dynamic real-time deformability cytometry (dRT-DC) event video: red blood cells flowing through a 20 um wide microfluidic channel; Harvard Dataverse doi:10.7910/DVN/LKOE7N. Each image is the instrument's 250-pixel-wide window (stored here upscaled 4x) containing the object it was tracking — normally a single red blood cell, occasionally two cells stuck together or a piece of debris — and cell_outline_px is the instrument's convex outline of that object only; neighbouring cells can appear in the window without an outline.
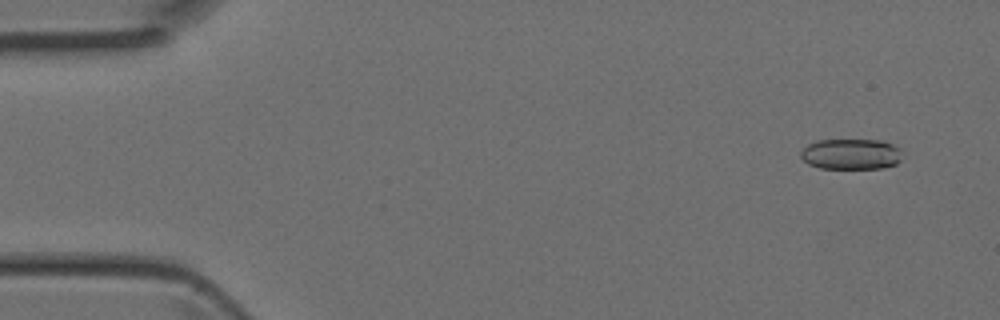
{"species": "Egyptian fruit bat (a non-hibernating species)", "species_latin": "Rousettus aegyptiacus", "temperature_condition": "room temperature", "stored_images_in_passage": 4, "camera_frame_rate_fps": 3000, "um_per_image_px": 0.085, "animal": {"sex": "female"}, "frame": {"image": 1, "passage_image": 1, "time_ms": 0.0, "image_size_px": [1000, 320], "cell_outline_px": [[900, 160], [896, 164], [880, 168], [820, 168], [808, 164], [800, 156], [800, 152], [808, 144], [816, 140], [884, 140], [900, 148]], "centroid_in_image_um": [72.32, 13.09], "position_along_channel_um": 12.7, "area_um2": 18.15}}
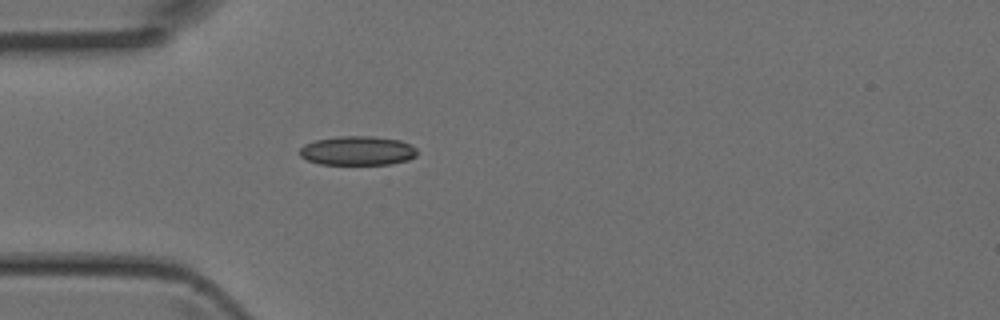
{"frame": {"image": 2, "passage_image": 4, "time_ms": 1.0, "image_size_px": [1000, 320], "cell_outline_px": [[416, 156], [408, 160], [388, 164], [320, 164], [308, 160], [300, 156], [296, 152], [304, 144], [316, 140], [340, 136], [372, 136], [400, 140], [416, 148]], "centroid_in_image_um": [30.35, 12.81], "position_along_channel_um": 54.6, "area_um2": 19.94}}